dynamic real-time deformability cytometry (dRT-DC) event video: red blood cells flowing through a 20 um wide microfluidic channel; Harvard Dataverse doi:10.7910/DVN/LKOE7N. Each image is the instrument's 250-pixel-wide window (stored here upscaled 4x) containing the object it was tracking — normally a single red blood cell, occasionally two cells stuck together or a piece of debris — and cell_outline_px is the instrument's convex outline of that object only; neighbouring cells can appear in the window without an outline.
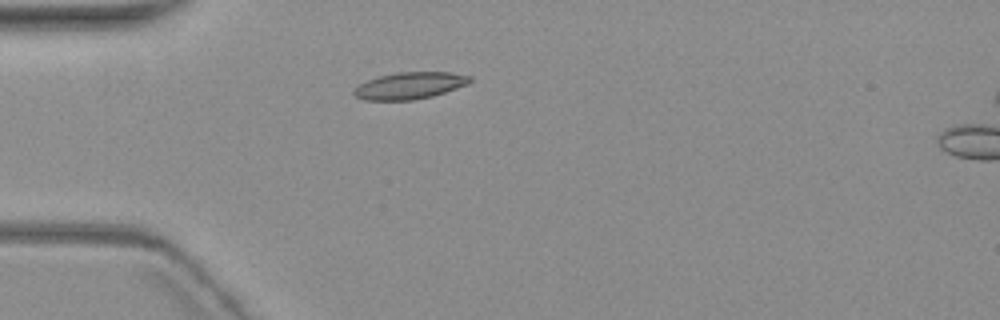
{"species": "common noctule bat (a hibernating species)", "species_latin": "Nyctalus noctula", "temperature_condition": "warm", "stored_images_in_passage": 4, "camera_frame_rate_fps": 3000, "um_per_image_px": 0.085, "animal": {"sex": "female", "body_mass_g": 19.3, "forearm_length_mm": 54.1}, "frame": {"image": 1, "passage_image": 1, "time_ms": 0.0, "image_size_px": [1000, 320], "cell_outline_px": [[472, 80], [468, 84], [432, 96], [412, 100], [364, 100], [356, 96], [352, 92], [360, 84], [368, 80], [380, 76], [396, 72], [452, 72], [472, 76]], "centroid_in_image_um": [34.85, 7.27], "position_along_channel_um": 50.1, "area_um2": 18.03}}
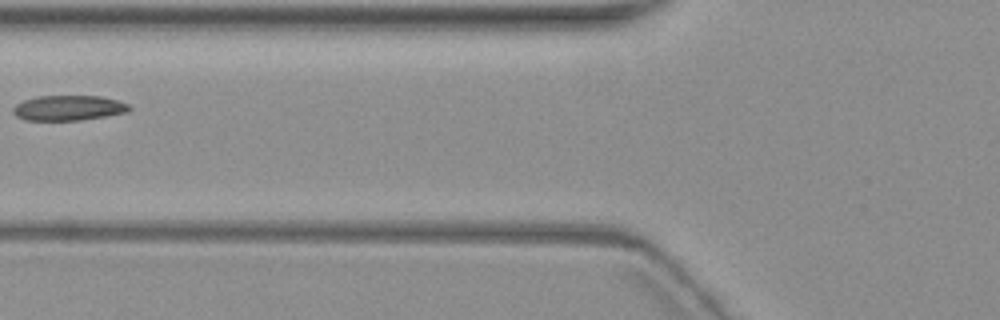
{"frame": {"image": 2, "passage_image": 3, "time_ms": 2.333, "image_size_px": [1000, 320], "cell_outline_px": [[132, 108], [128, 112], [80, 120], [24, 120], [16, 116], [12, 112], [12, 108], [16, 104], [24, 100], [36, 96], [100, 96], [116, 100], [128, 104]], "centroid_in_image_um": [5.79, 9.17], "position_along_channel_um": 120.0, "area_um2": 16.99}}
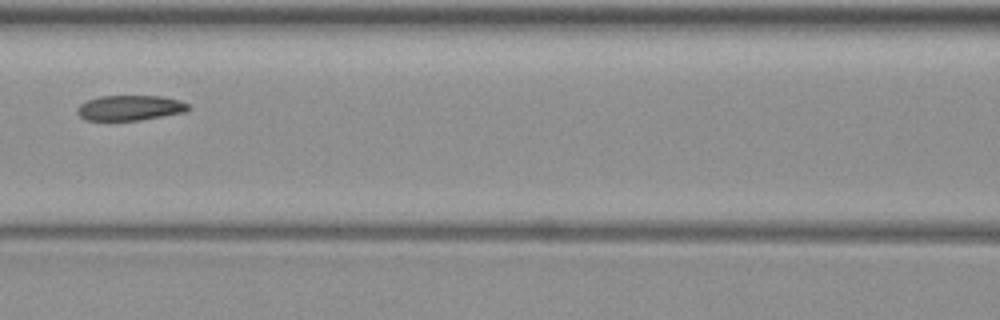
{"frame": {"image": 3, "passage_image": 4, "time_ms": 3.333, "image_size_px": [1000, 320], "cell_outline_px": [[192, 108], [184, 112], [140, 120], [84, 120], [76, 112], [76, 108], [80, 104], [88, 100], [100, 96], [164, 96], [180, 100], [188, 104]], "centroid_in_image_um": [11.05, 9.16], "position_along_channel_um": 155.6, "area_um2": 16.36}}